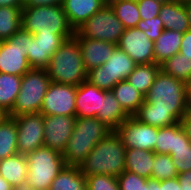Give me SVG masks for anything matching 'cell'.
<instances>
[{
  "label": "cell",
  "instance_id": "obj_1",
  "mask_svg": "<svg viewBox=\"0 0 191 190\" xmlns=\"http://www.w3.org/2000/svg\"><path fill=\"white\" fill-rule=\"evenodd\" d=\"M186 101L187 83L160 70L134 117L157 128L171 126L186 113Z\"/></svg>",
  "mask_w": 191,
  "mask_h": 190
},
{
  "label": "cell",
  "instance_id": "obj_2",
  "mask_svg": "<svg viewBox=\"0 0 191 190\" xmlns=\"http://www.w3.org/2000/svg\"><path fill=\"white\" fill-rule=\"evenodd\" d=\"M125 146L120 135L113 130L100 140L80 164L81 173L119 177L125 171Z\"/></svg>",
  "mask_w": 191,
  "mask_h": 190
},
{
  "label": "cell",
  "instance_id": "obj_3",
  "mask_svg": "<svg viewBox=\"0 0 191 190\" xmlns=\"http://www.w3.org/2000/svg\"><path fill=\"white\" fill-rule=\"evenodd\" d=\"M47 73L51 82L78 86L87 80V70L78 40L66 39L50 58Z\"/></svg>",
  "mask_w": 191,
  "mask_h": 190
},
{
  "label": "cell",
  "instance_id": "obj_4",
  "mask_svg": "<svg viewBox=\"0 0 191 190\" xmlns=\"http://www.w3.org/2000/svg\"><path fill=\"white\" fill-rule=\"evenodd\" d=\"M113 130L96 117L76 118L62 154L67 166H80L94 146Z\"/></svg>",
  "mask_w": 191,
  "mask_h": 190
},
{
  "label": "cell",
  "instance_id": "obj_5",
  "mask_svg": "<svg viewBox=\"0 0 191 190\" xmlns=\"http://www.w3.org/2000/svg\"><path fill=\"white\" fill-rule=\"evenodd\" d=\"M27 183L25 190H47L54 178L66 166L62 154L42 146L27 153Z\"/></svg>",
  "mask_w": 191,
  "mask_h": 190
},
{
  "label": "cell",
  "instance_id": "obj_6",
  "mask_svg": "<svg viewBox=\"0 0 191 190\" xmlns=\"http://www.w3.org/2000/svg\"><path fill=\"white\" fill-rule=\"evenodd\" d=\"M22 29L34 34H75L62 5L22 8Z\"/></svg>",
  "mask_w": 191,
  "mask_h": 190
},
{
  "label": "cell",
  "instance_id": "obj_7",
  "mask_svg": "<svg viewBox=\"0 0 191 190\" xmlns=\"http://www.w3.org/2000/svg\"><path fill=\"white\" fill-rule=\"evenodd\" d=\"M50 83L51 79L46 69L31 68L22 76L19 94L7 116L16 117L40 112Z\"/></svg>",
  "mask_w": 191,
  "mask_h": 190
},
{
  "label": "cell",
  "instance_id": "obj_8",
  "mask_svg": "<svg viewBox=\"0 0 191 190\" xmlns=\"http://www.w3.org/2000/svg\"><path fill=\"white\" fill-rule=\"evenodd\" d=\"M135 66L131 57L116 47L104 64L87 72V81L99 89L111 91L117 83L127 79Z\"/></svg>",
  "mask_w": 191,
  "mask_h": 190
},
{
  "label": "cell",
  "instance_id": "obj_9",
  "mask_svg": "<svg viewBox=\"0 0 191 190\" xmlns=\"http://www.w3.org/2000/svg\"><path fill=\"white\" fill-rule=\"evenodd\" d=\"M34 37L22 28L0 43V73L23 76L31 66L27 60L29 41Z\"/></svg>",
  "mask_w": 191,
  "mask_h": 190
},
{
  "label": "cell",
  "instance_id": "obj_10",
  "mask_svg": "<svg viewBox=\"0 0 191 190\" xmlns=\"http://www.w3.org/2000/svg\"><path fill=\"white\" fill-rule=\"evenodd\" d=\"M75 32L83 38L103 40L117 45L124 32V27L111 6L105 4Z\"/></svg>",
  "mask_w": 191,
  "mask_h": 190
},
{
  "label": "cell",
  "instance_id": "obj_11",
  "mask_svg": "<svg viewBox=\"0 0 191 190\" xmlns=\"http://www.w3.org/2000/svg\"><path fill=\"white\" fill-rule=\"evenodd\" d=\"M77 86L51 82L43 99L40 113L43 116L76 115Z\"/></svg>",
  "mask_w": 191,
  "mask_h": 190
},
{
  "label": "cell",
  "instance_id": "obj_12",
  "mask_svg": "<svg viewBox=\"0 0 191 190\" xmlns=\"http://www.w3.org/2000/svg\"><path fill=\"white\" fill-rule=\"evenodd\" d=\"M17 124V150L26 155L44 146V116L38 113L13 117Z\"/></svg>",
  "mask_w": 191,
  "mask_h": 190
},
{
  "label": "cell",
  "instance_id": "obj_13",
  "mask_svg": "<svg viewBox=\"0 0 191 190\" xmlns=\"http://www.w3.org/2000/svg\"><path fill=\"white\" fill-rule=\"evenodd\" d=\"M116 132L123 140L126 149L136 148L155 153L157 127L142 123L134 116H130L116 129Z\"/></svg>",
  "mask_w": 191,
  "mask_h": 190
},
{
  "label": "cell",
  "instance_id": "obj_14",
  "mask_svg": "<svg viewBox=\"0 0 191 190\" xmlns=\"http://www.w3.org/2000/svg\"><path fill=\"white\" fill-rule=\"evenodd\" d=\"M117 47L126 52L136 64L155 63L154 42L137 27L124 29Z\"/></svg>",
  "mask_w": 191,
  "mask_h": 190
},
{
  "label": "cell",
  "instance_id": "obj_15",
  "mask_svg": "<svg viewBox=\"0 0 191 190\" xmlns=\"http://www.w3.org/2000/svg\"><path fill=\"white\" fill-rule=\"evenodd\" d=\"M75 34H34L29 41L27 60L31 68L46 69L53 53Z\"/></svg>",
  "mask_w": 191,
  "mask_h": 190
},
{
  "label": "cell",
  "instance_id": "obj_16",
  "mask_svg": "<svg viewBox=\"0 0 191 190\" xmlns=\"http://www.w3.org/2000/svg\"><path fill=\"white\" fill-rule=\"evenodd\" d=\"M76 117L44 116V146L63 154L70 139Z\"/></svg>",
  "mask_w": 191,
  "mask_h": 190
},
{
  "label": "cell",
  "instance_id": "obj_17",
  "mask_svg": "<svg viewBox=\"0 0 191 190\" xmlns=\"http://www.w3.org/2000/svg\"><path fill=\"white\" fill-rule=\"evenodd\" d=\"M105 90L99 89L89 81H84L77 86L76 93V118L96 117L101 111Z\"/></svg>",
  "mask_w": 191,
  "mask_h": 190
},
{
  "label": "cell",
  "instance_id": "obj_18",
  "mask_svg": "<svg viewBox=\"0 0 191 190\" xmlns=\"http://www.w3.org/2000/svg\"><path fill=\"white\" fill-rule=\"evenodd\" d=\"M74 37L78 40L87 71L104 64L117 47V45L103 40L83 38L76 32Z\"/></svg>",
  "mask_w": 191,
  "mask_h": 190
},
{
  "label": "cell",
  "instance_id": "obj_19",
  "mask_svg": "<svg viewBox=\"0 0 191 190\" xmlns=\"http://www.w3.org/2000/svg\"><path fill=\"white\" fill-rule=\"evenodd\" d=\"M28 163L24 154H15L0 160V176L14 189L25 190L27 183Z\"/></svg>",
  "mask_w": 191,
  "mask_h": 190
},
{
  "label": "cell",
  "instance_id": "obj_20",
  "mask_svg": "<svg viewBox=\"0 0 191 190\" xmlns=\"http://www.w3.org/2000/svg\"><path fill=\"white\" fill-rule=\"evenodd\" d=\"M106 3L103 0H63L64 9L70 25L76 31Z\"/></svg>",
  "mask_w": 191,
  "mask_h": 190
},
{
  "label": "cell",
  "instance_id": "obj_21",
  "mask_svg": "<svg viewBox=\"0 0 191 190\" xmlns=\"http://www.w3.org/2000/svg\"><path fill=\"white\" fill-rule=\"evenodd\" d=\"M158 16L163 22L164 29L178 31L182 34L190 29L185 2L175 0L162 4Z\"/></svg>",
  "mask_w": 191,
  "mask_h": 190
},
{
  "label": "cell",
  "instance_id": "obj_22",
  "mask_svg": "<svg viewBox=\"0 0 191 190\" xmlns=\"http://www.w3.org/2000/svg\"><path fill=\"white\" fill-rule=\"evenodd\" d=\"M154 152L129 148L125 150V170L147 179L151 178Z\"/></svg>",
  "mask_w": 191,
  "mask_h": 190
},
{
  "label": "cell",
  "instance_id": "obj_23",
  "mask_svg": "<svg viewBox=\"0 0 191 190\" xmlns=\"http://www.w3.org/2000/svg\"><path fill=\"white\" fill-rule=\"evenodd\" d=\"M183 34L178 31L164 29L154 42L155 63L161 65L164 61L180 52Z\"/></svg>",
  "mask_w": 191,
  "mask_h": 190
},
{
  "label": "cell",
  "instance_id": "obj_24",
  "mask_svg": "<svg viewBox=\"0 0 191 190\" xmlns=\"http://www.w3.org/2000/svg\"><path fill=\"white\" fill-rule=\"evenodd\" d=\"M128 117L130 116L123 110L112 91H105L101 111L98 112L96 118L112 130H116Z\"/></svg>",
  "mask_w": 191,
  "mask_h": 190
},
{
  "label": "cell",
  "instance_id": "obj_25",
  "mask_svg": "<svg viewBox=\"0 0 191 190\" xmlns=\"http://www.w3.org/2000/svg\"><path fill=\"white\" fill-rule=\"evenodd\" d=\"M111 91L129 116H134L145 100V96L135 89L127 79L117 83Z\"/></svg>",
  "mask_w": 191,
  "mask_h": 190
},
{
  "label": "cell",
  "instance_id": "obj_26",
  "mask_svg": "<svg viewBox=\"0 0 191 190\" xmlns=\"http://www.w3.org/2000/svg\"><path fill=\"white\" fill-rule=\"evenodd\" d=\"M160 70L161 66L157 63L136 64L127 81L146 96Z\"/></svg>",
  "mask_w": 191,
  "mask_h": 190
},
{
  "label": "cell",
  "instance_id": "obj_27",
  "mask_svg": "<svg viewBox=\"0 0 191 190\" xmlns=\"http://www.w3.org/2000/svg\"><path fill=\"white\" fill-rule=\"evenodd\" d=\"M22 76L0 73V110L7 115L20 91Z\"/></svg>",
  "mask_w": 191,
  "mask_h": 190
},
{
  "label": "cell",
  "instance_id": "obj_28",
  "mask_svg": "<svg viewBox=\"0 0 191 190\" xmlns=\"http://www.w3.org/2000/svg\"><path fill=\"white\" fill-rule=\"evenodd\" d=\"M49 190H87L86 177L79 166H65L54 178Z\"/></svg>",
  "mask_w": 191,
  "mask_h": 190
},
{
  "label": "cell",
  "instance_id": "obj_29",
  "mask_svg": "<svg viewBox=\"0 0 191 190\" xmlns=\"http://www.w3.org/2000/svg\"><path fill=\"white\" fill-rule=\"evenodd\" d=\"M17 137L16 121L6 115L0 120V160L18 153Z\"/></svg>",
  "mask_w": 191,
  "mask_h": 190
},
{
  "label": "cell",
  "instance_id": "obj_30",
  "mask_svg": "<svg viewBox=\"0 0 191 190\" xmlns=\"http://www.w3.org/2000/svg\"><path fill=\"white\" fill-rule=\"evenodd\" d=\"M172 163L178 174L191 170V141L180 122H178V146L171 150Z\"/></svg>",
  "mask_w": 191,
  "mask_h": 190
},
{
  "label": "cell",
  "instance_id": "obj_31",
  "mask_svg": "<svg viewBox=\"0 0 191 190\" xmlns=\"http://www.w3.org/2000/svg\"><path fill=\"white\" fill-rule=\"evenodd\" d=\"M124 29L134 28L141 20L137 0H114L108 3Z\"/></svg>",
  "mask_w": 191,
  "mask_h": 190
},
{
  "label": "cell",
  "instance_id": "obj_32",
  "mask_svg": "<svg viewBox=\"0 0 191 190\" xmlns=\"http://www.w3.org/2000/svg\"><path fill=\"white\" fill-rule=\"evenodd\" d=\"M22 8L0 7V41L8 40L22 28Z\"/></svg>",
  "mask_w": 191,
  "mask_h": 190
},
{
  "label": "cell",
  "instance_id": "obj_33",
  "mask_svg": "<svg viewBox=\"0 0 191 190\" xmlns=\"http://www.w3.org/2000/svg\"><path fill=\"white\" fill-rule=\"evenodd\" d=\"M160 66L164 73L187 84L191 82V59L185 55L177 53L164 61Z\"/></svg>",
  "mask_w": 191,
  "mask_h": 190
},
{
  "label": "cell",
  "instance_id": "obj_34",
  "mask_svg": "<svg viewBox=\"0 0 191 190\" xmlns=\"http://www.w3.org/2000/svg\"><path fill=\"white\" fill-rule=\"evenodd\" d=\"M178 146V123L158 128L155 144L156 154H170Z\"/></svg>",
  "mask_w": 191,
  "mask_h": 190
},
{
  "label": "cell",
  "instance_id": "obj_35",
  "mask_svg": "<svg viewBox=\"0 0 191 190\" xmlns=\"http://www.w3.org/2000/svg\"><path fill=\"white\" fill-rule=\"evenodd\" d=\"M178 176L176 166L172 163V157L169 154L154 153V162L152 169V179L158 181L172 179Z\"/></svg>",
  "mask_w": 191,
  "mask_h": 190
},
{
  "label": "cell",
  "instance_id": "obj_36",
  "mask_svg": "<svg viewBox=\"0 0 191 190\" xmlns=\"http://www.w3.org/2000/svg\"><path fill=\"white\" fill-rule=\"evenodd\" d=\"M86 189L120 190L117 177L104 174L86 176Z\"/></svg>",
  "mask_w": 191,
  "mask_h": 190
},
{
  "label": "cell",
  "instance_id": "obj_37",
  "mask_svg": "<svg viewBox=\"0 0 191 190\" xmlns=\"http://www.w3.org/2000/svg\"><path fill=\"white\" fill-rule=\"evenodd\" d=\"M120 190H149L148 179L125 170L117 177Z\"/></svg>",
  "mask_w": 191,
  "mask_h": 190
},
{
  "label": "cell",
  "instance_id": "obj_38",
  "mask_svg": "<svg viewBox=\"0 0 191 190\" xmlns=\"http://www.w3.org/2000/svg\"><path fill=\"white\" fill-rule=\"evenodd\" d=\"M136 27L142 30L153 42L157 40L164 30L163 22L159 16L151 19L140 20Z\"/></svg>",
  "mask_w": 191,
  "mask_h": 190
},
{
  "label": "cell",
  "instance_id": "obj_39",
  "mask_svg": "<svg viewBox=\"0 0 191 190\" xmlns=\"http://www.w3.org/2000/svg\"><path fill=\"white\" fill-rule=\"evenodd\" d=\"M141 20L155 18L159 15L161 3L155 0H137Z\"/></svg>",
  "mask_w": 191,
  "mask_h": 190
},
{
  "label": "cell",
  "instance_id": "obj_40",
  "mask_svg": "<svg viewBox=\"0 0 191 190\" xmlns=\"http://www.w3.org/2000/svg\"><path fill=\"white\" fill-rule=\"evenodd\" d=\"M149 190H180L178 178L166 179L158 181L156 179H148Z\"/></svg>",
  "mask_w": 191,
  "mask_h": 190
},
{
  "label": "cell",
  "instance_id": "obj_41",
  "mask_svg": "<svg viewBox=\"0 0 191 190\" xmlns=\"http://www.w3.org/2000/svg\"><path fill=\"white\" fill-rule=\"evenodd\" d=\"M63 0H23V7L60 6Z\"/></svg>",
  "mask_w": 191,
  "mask_h": 190
},
{
  "label": "cell",
  "instance_id": "obj_42",
  "mask_svg": "<svg viewBox=\"0 0 191 190\" xmlns=\"http://www.w3.org/2000/svg\"><path fill=\"white\" fill-rule=\"evenodd\" d=\"M179 53L191 59V29L183 34Z\"/></svg>",
  "mask_w": 191,
  "mask_h": 190
},
{
  "label": "cell",
  "instance_id": "obj_43",
  "mask_svg": "<svg viewBox=\"0 0 191 190\" xmlns=\"http://www.w3.org/2000/svg\"><path fill=\"white\" fill-rule=\"evenodd\" d=\"M180 123L191 141V113H185L181 118Z\"/></svg>",
  "mask_w": 191,
  "mask_h": 190
},
{
  "label": "cell",
  "instance_id": "obj_44",
  "mask_svg": "<svg viewBox=\"0 0 191 190\" xmlns=\"http://www.w3.org/2000/svg\"><path fill=\"white\" fill-rule=\"evenodd\" d=\"M180 187H191V170L178 174Z\"/></svg>",
  "mask_w": 191,
  "mask_h": 190
},
{
  "label": "cell",
  "instance_id": "obj_45",
  "mask_svg": "<svg viewBox=\"0 0 191 190\" xmlns=\"http://www.w3.org/2000/svg\"><path fill=\"white\" fill-rule=\"evenodd\" d=\"M0 7L23 8V0H0Z\"/></svg>",
  "mask_w": 191,
  "mask_h": 190
},
{
  "label": "cell",
  "instance_id": "obj_46",
  "mask_svg": "<svg viewBox=\"0 0 191 190\" xmlns=\"http://www.w3.org/2000/svg\"><path fill=\"white\" fill-rule=\"evenodd\" d=\"M186 113H191V82L187 84Z\"/></svg>",
  "mask_w": 191,
  "mask_h": 190
},
{
  "label": "cell",
  "instance_id": "obj_47",
  "mask_svg": "<svg viewBox=\"0 0 191 190\" xmlns=\"http://www.w3.org/2000/svg\"><path fill=\"white\" fill-rule=\"evenodd\" d=\"M14 189L9 182L0 176V190H12Z\"/></svg>",
  "mask_w": 191,
  "mask_h": 190
},
{
  "label": "cell",
  "instance_id": "obj_48",
  "mask_svg": "<svg viewBox=\"0 0 191 190\" xmlns=\"http://www.w3.org/2000/svg\"><path fill=\"white\" fill-rule=\"evenodd\" d=\"M185 9H186L187 16H188L189 28L191 29V1L185 2Z\"/></svg>",
  "mask_w": 191,
  "mask_h": 190
},
{
  "label": "cell",
  "instance_id": "obj_49",
  "mask_svg": "<svg viewBox=\"0 0 191 190\" xmlns=\"http://www.w3.org/2000/svg\"><path fill=\"white\" fill-rule=\"evenodd\" d=\"M155 1L160 2L161 4H166V3L174 2L175 0H155Z\"/></svg>",
  "mask_w": 191,
  "mask_h": 190
},
{
  "label": "cell",
  "instance_id": "obj_50",
  "mask_svg": "<svg viewBox=\"0 0 191 190\" xmlns=\"http://www.w3.org/2000/svg\"><path fill=\"white\" fill-rule=\"evenodd\" d=\"M6 115L0 110V120L4 118Z\"/></svg>",
  "mask_w": 191,
  "mask_h": 190
},
{
  "label": "cell",
  "instance_id": "obj_51",
  "mask_svg": "<svg viewBox=\"0 0 191 190\" xmlns=\"http://www.w3.org/2000/svg\"><path fill=\"white\" fill-rule=\"evenodd\" d=\"M180 190H191V187H181Z\"/></svg>",
  "mask_w": 191,
  "mask_h": 190
},
{
  "label": "cell",
  "instance_id": "obj_52",
  "mask_svg": "<svg viewBox=\"0 0 191 190\" xmlns=\"http://www.w3.org/2000/svg\"><path fill=\"white\" fill-rule=\"evenodd\" d=\"M180 2H186V1H191V0H178Z\"/></svg>",
  "mask_w": 191,
  "mask_h": 190
},
{
  "label": "cell",
  "instance_id": "obj_53",
  "mask_svg": "<svg viewBox=\"0 0 191 190\" xmlns=\"http://www.w3.org/2000/svg\"><path fill=\"white\" fill-rule=\"evenodd\" d=\"M106 4H108L109 3V0H103Z\"/></svg>",
  "mask_w": 191,
  "mask_h": 190
}]
</instances>
